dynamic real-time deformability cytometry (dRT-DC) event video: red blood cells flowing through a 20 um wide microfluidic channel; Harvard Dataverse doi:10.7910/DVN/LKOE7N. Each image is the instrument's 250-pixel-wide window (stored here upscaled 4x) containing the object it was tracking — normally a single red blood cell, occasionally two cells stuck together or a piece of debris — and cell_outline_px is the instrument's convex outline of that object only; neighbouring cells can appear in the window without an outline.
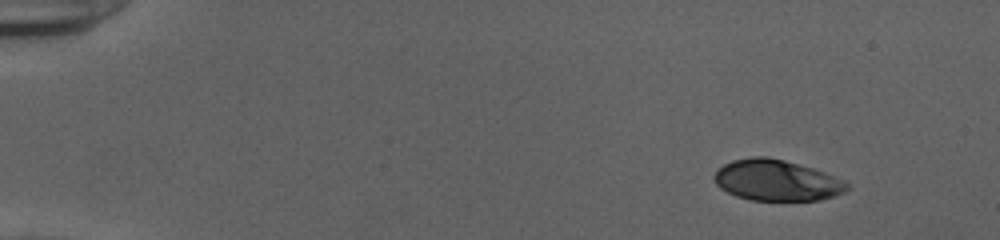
{"species": "human", "species_latin": "Homo sapiens", "temperature_condition": "cold", "stored_images_in_passage": 48, "camera_frame_rate_fps": 3000, "um_per_image_px": 0.085, "donor": {"sex": "female"}, "frame": {"image": 1, "passage_image": 1, "time_ms": 0.0, "image_size_px": [1000, 240], "cell_outline_px": [[848, 188], [844, 192], [820, 200], [752, 200], [736, 196], [720, 188], [716, 184], [712, 176], [716, 168], [732, 160], [752, 156], [768, 156], [784, 160], [812, 168], [824, 172], [848, 184]], "centroid_in_image_um": [65.93, 15.32], "position_along_channel_um": 19.1, "area_um2": 31.56}}
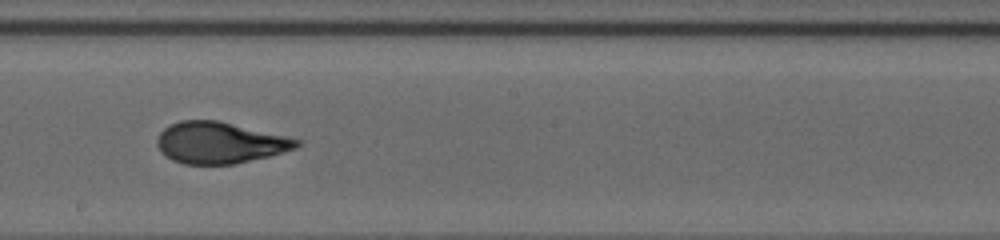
{"frame": {"image": 2, "passage_image": 27, "time_ms": 8.667, "image_size_px": [1000, 240], "cell_outline_px": [[304, 140], [296, 148], [268, 156], [232, 164], [184, 164], [172, 160], [160, 152], [156, 144], [156, 140], [160, 132], [164, 128], [180, 120], [216, 120]], "centroid_in_image_um": [18.65, 12.13], "position_along_channel_um": 229.5, "area_um2": 33.52}}
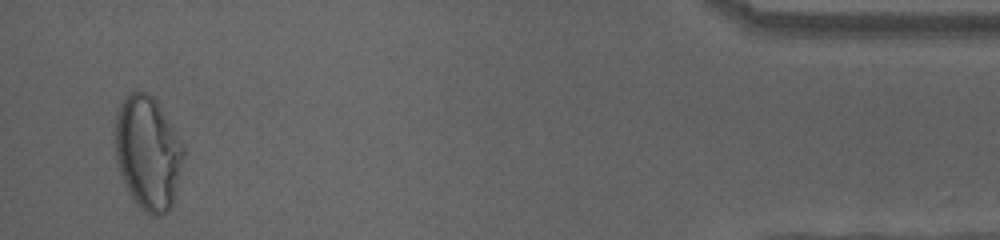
{"frame": {"image": 3, "passage_image": 47, "time_ms": 15.333, "image_size_px": [1000, 240], "cell_outline_px": [[184, 156], [172, 204], [168, 212], [160, 216], [152, 216], [144, 212], [136, 204], [124, 184], [116, 160], [112, 132], [116, 112], [120, 104], [128, 92], [144, 92], [152, 96], [184, 144]], "centroid_in_image_um": [12.52, 12.99], "position_along_channel_um": 422.7, "area_um2": 45.72}, "authors_computed_cell_mechanics": {"area_um2": 33.9575, "velocity_mm_per_s": 3.9115, "shape_relaxation_time_tau1_ms": 6.3846, "shape_relaxation_time_tau2_ms": 0.8191, "deformation_change_tau1": 0.2302, "deformation_change_tau2": 0.0661}}